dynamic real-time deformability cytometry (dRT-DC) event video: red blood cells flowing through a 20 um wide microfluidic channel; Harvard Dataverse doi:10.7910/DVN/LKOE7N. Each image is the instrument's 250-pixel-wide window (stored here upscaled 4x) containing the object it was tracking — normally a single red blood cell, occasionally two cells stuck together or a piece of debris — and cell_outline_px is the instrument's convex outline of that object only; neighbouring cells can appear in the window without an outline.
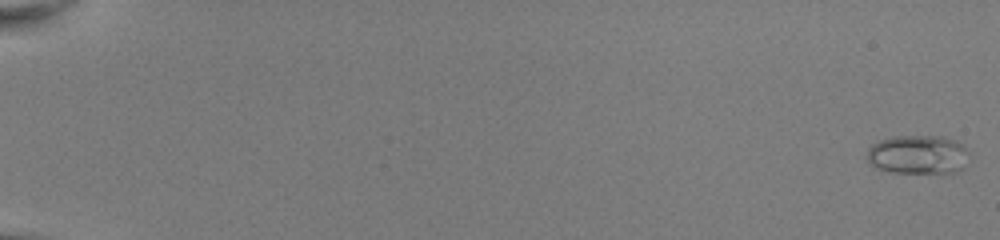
{"species": "common noctule bat (a hibernating species)", "species_latin": "Nyctalus noctula", "temperature_condition": "room temperature", "stored_images_in_passage": 52, "camera_frame_rate_fps": 3000, "um_per_image_px": 0.085, "animal": {"sex": "female", "body_mass_g": 22.0, "forearm_length_mm": 56.7}, "frame": {"image": 1, "passage_image": 1, "time_ms": 0.0, "image_size_px": [1000, 240], "cell_outline_px": [[972, 156], [964, 168], [956, 172], [888, 172], [876, 168], [868, 160], [868, 148], [872, 144], [880, 140], [896, 136], [940, 136], [956, 140]], "centroid_in_image_um": [78.07, 13.14], "position_along_channel_um": 6.9, "area_um2": 23.24}}
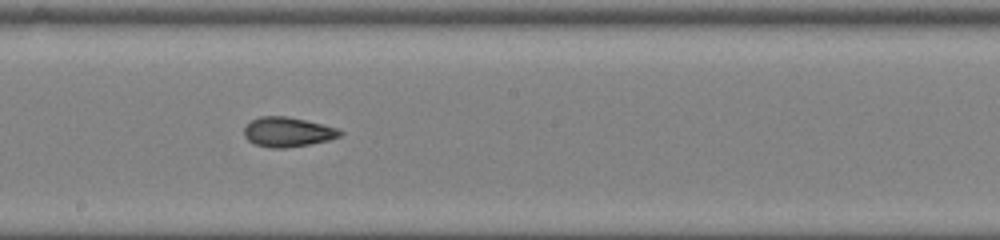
{"frame": {"image": 2, "passage_image": 32, "time_ms": 10.333, "image_size_px": [1000, 240], "cell_outline_px": [[344, 132], [340, 136], [328, 140], [308, 144], [284, 148], [268, 148], [256, 144], [248, 140], [244, 136], [244, 124], [260, 116], [288, 116], [336, 128]], "centroid_in_image_um": [24.4, 11.21], "position_along_channel_um": 223.8, "area_um2": 16.47}}
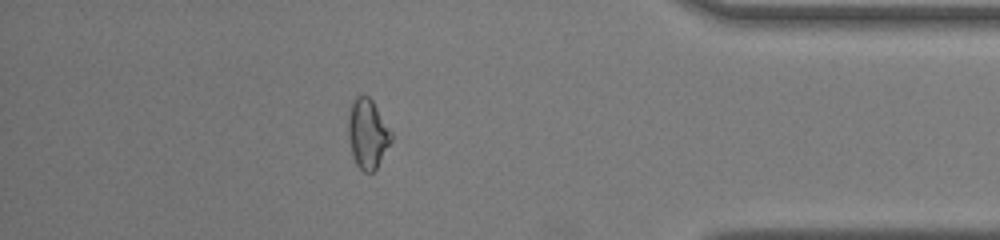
{"frame": {"image": 3, "passage_image": 47, "time_ms": 15.333, "image_size_px": [1000, 240], "cell_outline_px": [[392, 140], [376, 168], [372, 172], [364, 172], [356, 164], [352, 156], [348, 136], [348, 116], [352, 104], [356, 96], [364, 92], [372, 100], [392, 132]], "centroid_in_image_um": [31.24, 11.34], "position_along_channel_um": 404.0, "area_um2": 17.4}, "authors_computed_cell_mechanics": {"area_um2": 17.4267, "velocity_mm_per_s": 4.0806, "shape_relaxation_time_tau1_ms": null, "shape_relaxation_time_tau2_ms": 1.878, "deformation_change_tau1": null, "deformation_change_tau2": 0.0832}}